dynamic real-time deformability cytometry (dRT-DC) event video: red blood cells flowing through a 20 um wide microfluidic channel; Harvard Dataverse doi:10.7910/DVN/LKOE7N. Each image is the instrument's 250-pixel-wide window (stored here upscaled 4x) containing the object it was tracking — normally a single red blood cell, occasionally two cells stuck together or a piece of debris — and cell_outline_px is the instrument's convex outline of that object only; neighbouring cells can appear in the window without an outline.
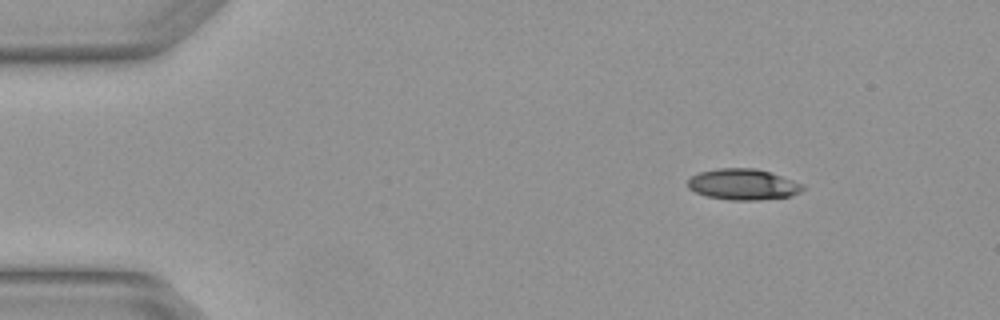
{"species": "Egyptian fruit bat (a non-hibernating species)", "species_latin": "Rousettus aegyptiacus", "temperature_condition": "warm", "stored_images_in_passage": 5, "camera_frame_rate_fps": 3000, "um_per_image_px": 0.085, "animal": {"sex": "female"}, "frame": {"image": 1, "passage_image": 1, "time_ms": 0.0, "image_size_px": [1000, 320], "cell_outline_px": [[804, 188], [800, 192], [792, 196], [760, 200], [728, 200], [704, 196], [688, 188], [688, 180], [692, 176], [700, 172], [716, 168], [752, 168], [768, 172], [804, 184]], "centroid_in_image_um": [63.14, 15.69], "position_along_channel_um": 21.9, "area_um2": 20.75}}
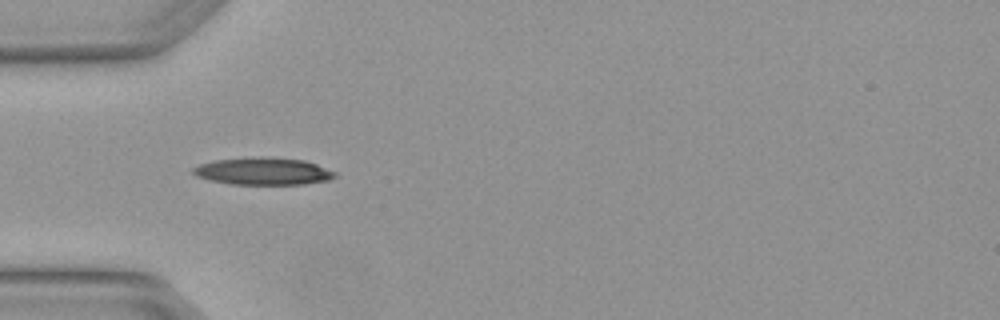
{"frame": {"image": 2, "passage_image": 3, "time_ms": 0.667, "image_size_px": [1000, 320], "cell_outline_px": [[336, 176], [328, 180], [304, 184], [232, 184], [212, 180], [196, 176], [192, 172], [192, 168], [200, 164], [212, 160], [260, 156], [264, 156], [304, 160], [316, 164], [336, 172]], "centroid_in_image_um": [22.36, 14.54], "position_along_channel_um": 62.6, "area_um2": 22.54}}
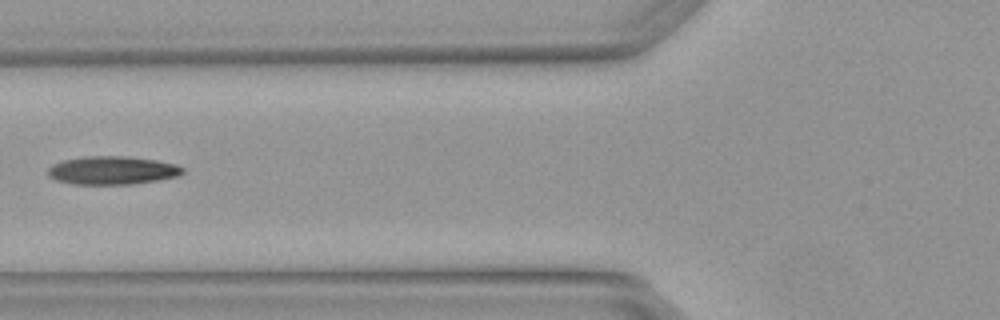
{"frame": {"image": 3, "passage_image": 4, "time_ms": 1.0, "image_size_px": [1000, 320], "cell_outline_px": [[184, 172], [176, 176], [160, 180], [132, 184], [72, 184], [56, 180], [48, 176], [48, 168], [52, 164], [64, 160], [84, 156], [124, 156], [156, 160], [176, 164], [184, 168]], "centroid_in_image_um": [9.53, 14.48], "position_along_channel_um": 116.3, "area_um2": 22.25}}